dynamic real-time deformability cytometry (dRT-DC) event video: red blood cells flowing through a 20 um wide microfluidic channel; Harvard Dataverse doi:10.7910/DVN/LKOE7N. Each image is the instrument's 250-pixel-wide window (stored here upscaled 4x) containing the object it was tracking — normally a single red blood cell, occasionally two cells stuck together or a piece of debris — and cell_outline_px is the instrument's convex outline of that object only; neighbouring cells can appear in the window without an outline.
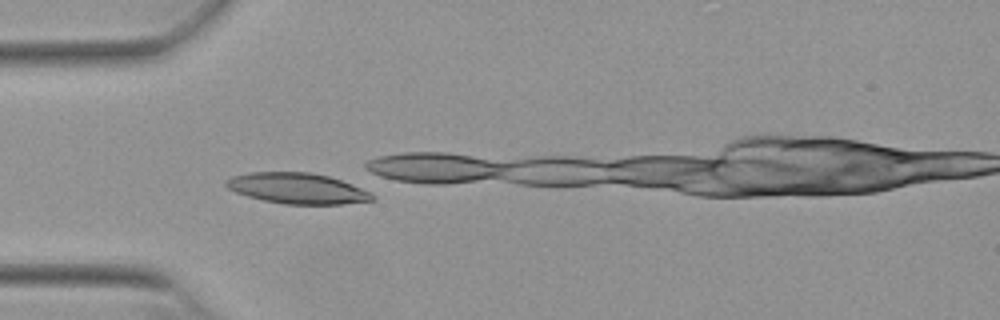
{"species": "Egyptian fruit bat (a non-hibernating species)", "species_latin": "Rousettus aegyptiacus", "temperature_condition": "warm", "stored_images_in_passage": 26, "camera_frame_rate_fps": 3000, "um_per_image_px": 0.085, "animal": {"sex": "female"}, "frame": {"image": 1, "passage_image": 1, "time_ms": 0.0, "image_size_px": [1000, 320], "cell_outline_px": [[376, 200], [344, 204], [284, 204], [264, 200], [248, 196], [236, 192], [228, 188], [224, 184], [224, 180], [232, 176], [252, 172], [308, 172], [328, 176], [352, 184], [372, 192], [376, 196]], "centroid_in_image_um": [25.31, 16.01], "position_along_channel_um": 59.7, "area_um2": 26.24}}